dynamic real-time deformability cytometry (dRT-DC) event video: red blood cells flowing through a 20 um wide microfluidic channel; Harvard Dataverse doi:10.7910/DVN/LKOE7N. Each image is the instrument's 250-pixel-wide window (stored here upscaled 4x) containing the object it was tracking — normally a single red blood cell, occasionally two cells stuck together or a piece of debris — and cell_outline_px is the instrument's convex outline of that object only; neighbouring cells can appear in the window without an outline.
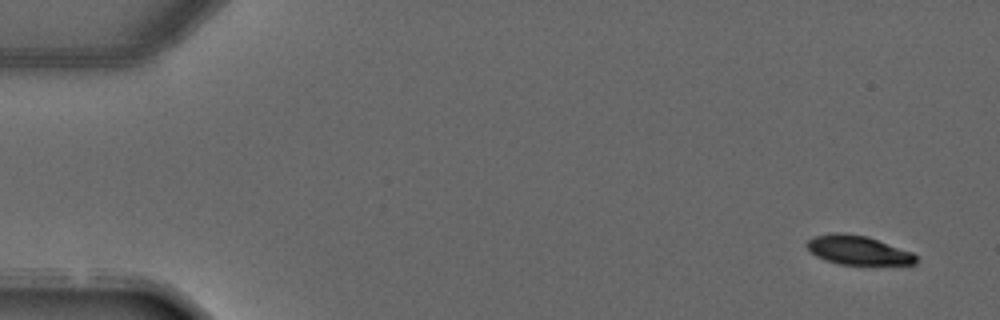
{"species": "common noctule bat (a hibernating species)", "species_latin": "Nyctalus noctula", "temperature_condition": "warm", "stored_images_in_passage": 3, "camera_frame_rate_fps": 3000, "um_per_image_px": 0.085, "animal": {"sex": "male", "forearm_length_mm": 52.5}, "frame": {"image": 1, "passage_image": 1, "time_ms": 0.0, "image_size_px": [1000, 320], "cell_outline_px": [[916, 264], [840, 264], [824, 260], [816, 256], [808, 248], [808, 240], [812, 236], [832, 232], [844, 232], [868, 236], [912, 252], [916, 256]], "centroid_in_image_um": [72.91, 21.24], "position_along_channel_um": 12.1, "area_um2": 18.44}}
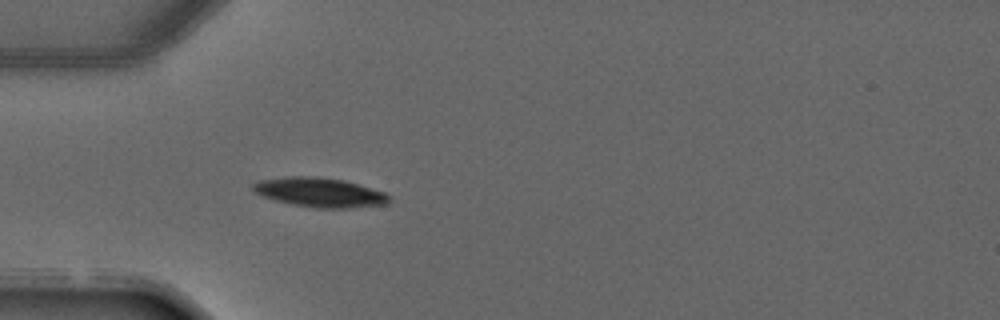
{"frame": {"image": 2, "passage_image": 3, "time_ms": 3.667, "image_size_px": [1000, 320], "cell_outline_px": [[392, 200], [388, 204], [352, 208], [316, 208], [292, 204], [276, 200], [264, 196], [256, 192], [252, 188], [252, 184], [260, 180], [288, 176], [312, 176], [344, 180], [384, 192]], "centroid_in_image_um": [27.21, 16.36], "position_along_channel_um": 57.8, "area_um2": 23.18}}